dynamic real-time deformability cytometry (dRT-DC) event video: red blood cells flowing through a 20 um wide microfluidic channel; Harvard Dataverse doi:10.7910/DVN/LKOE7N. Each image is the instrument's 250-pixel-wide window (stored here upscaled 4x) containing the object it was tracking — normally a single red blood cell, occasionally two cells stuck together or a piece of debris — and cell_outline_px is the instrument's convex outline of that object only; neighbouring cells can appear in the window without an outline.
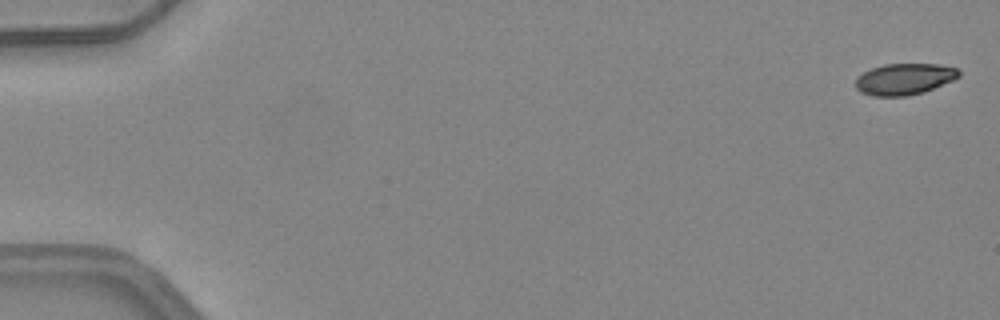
{"species": "common noctule bat (a hibernating species)", "species_latin": "Nyctalus noctula", "temperature_condition": "warm", "stored_images_in_passage": 51, "camera_frame_rate_fps": 3000, "um_per_image_px": 0.085, "animal": {"sex": "female", "body_mass_g": 24.6, "forearm_length_mm": 56.2}, "frame": {"image": 1, "passage_image": 2, "time_ms": 0.333, "image_size_px": [1000, 320], "cell_outline_px": [[960, 76], [952, 80], [924, 92], [908, 96], [872, 96], [860, 92], [856, 88], [856, 76], [872, 68], [884, 64], [940, 64], [956, 68], [960, 72]], "centroid_in_image_um": [76.85, 6.72], "position_along_channel_um": 8.2, "area_um2": 18.9}}
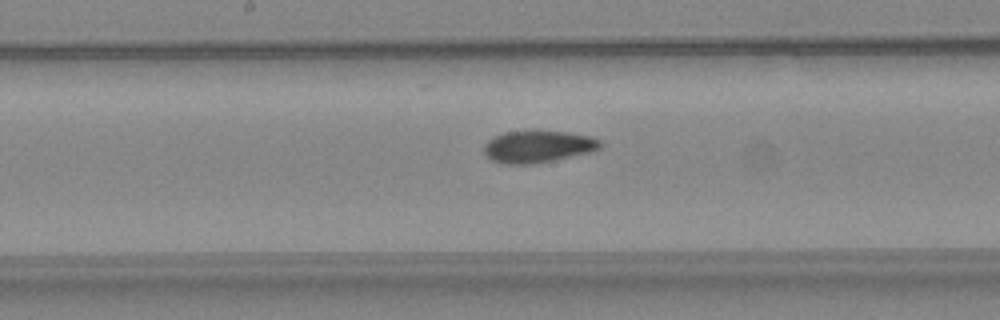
{"frame": {"image": 2, "passage_image": 28, "time_ms": 9.0, "image_size_px": [1000, 320], "cell_outline_px": [[604, 144], [600, 148], [592, 152], [532, 164], [500, 164], [484, 156], [484, 144], [488, 140], [504, 132], [568, 132], [592, 136], [600, 140]], "centroid_in_image_um": [45.73, 12.48], "position_along_channel_um": 202.5, "area_um2": 21.62}}
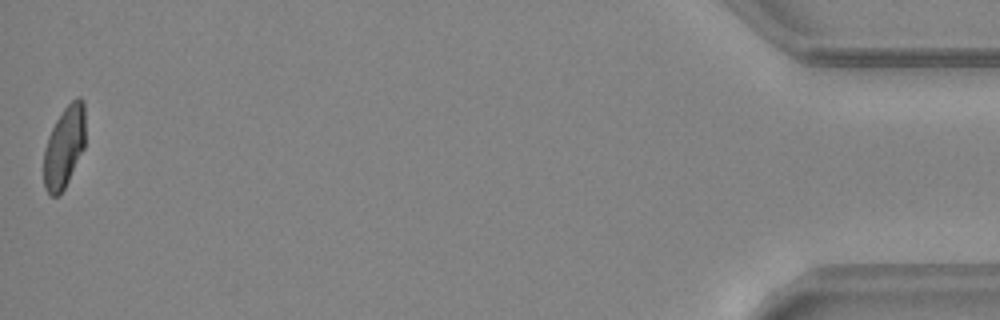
{"frame": {"image": 3, "passage_image": 51, "time_ms": 16.667, "image_size_px": [1000, 320], "cell_outline_px": [[84, 148], [60, 196], [52, 196], [44, 188], [44, 148], [48, 136], [56, 120], [64, 108], [76, 96], [80, 96], [84, 100]], "centroid_in_image_um": [5.45, 12.47], "position_along_channel_um": 429.7, "area_um2": 19.71}, "authors_computed_cell_mechanics": {"area_um2": 20.6924, "velocity_mm_per_s": 4.1851, "shape_relaxation_time_tau1_ms": null, "shape_relaxation_time_tau2_ms": 1.8769, "deformation_change_tau1": null, "deformation_change_tau2": 0.0761}}